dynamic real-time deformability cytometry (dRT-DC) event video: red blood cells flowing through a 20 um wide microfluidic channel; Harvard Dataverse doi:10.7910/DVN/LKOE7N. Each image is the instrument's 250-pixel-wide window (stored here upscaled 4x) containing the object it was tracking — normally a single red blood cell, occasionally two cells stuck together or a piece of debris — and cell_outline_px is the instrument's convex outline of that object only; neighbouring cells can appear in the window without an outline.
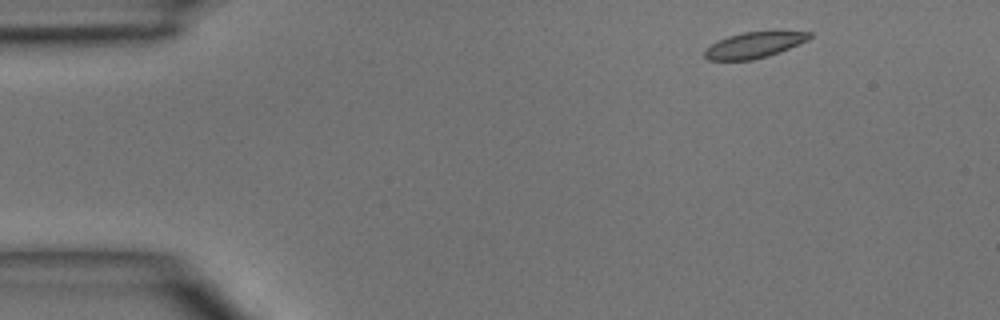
{"species": "common noctule bat (a hibernating species)", "species_latin": "Nyctalus noctula", "temperature_condition": "room temperature", "stored_images_in_passage": 3, "camera_frame_rate_fps": 3000, "um_per_image_px": 0.085, "animal": {"sex": "male", "body_mass_g": 15.6}, "frame": {"image": 1, "passage_image": 1, "time_ms": 0.0, "image_size_px": [1000, 320], "cell_outline_px": [[812, 36], [808, 40], [768, 56], [752, 60], [708, 60], [704, 56], [704, 48], [716, 40], [728, 36], [744, 32], [812, 32]], "centroid_in_image_um": [64.02, 3.84], "position_along_channel_um": 21.0, "area_um2": 15.66}}